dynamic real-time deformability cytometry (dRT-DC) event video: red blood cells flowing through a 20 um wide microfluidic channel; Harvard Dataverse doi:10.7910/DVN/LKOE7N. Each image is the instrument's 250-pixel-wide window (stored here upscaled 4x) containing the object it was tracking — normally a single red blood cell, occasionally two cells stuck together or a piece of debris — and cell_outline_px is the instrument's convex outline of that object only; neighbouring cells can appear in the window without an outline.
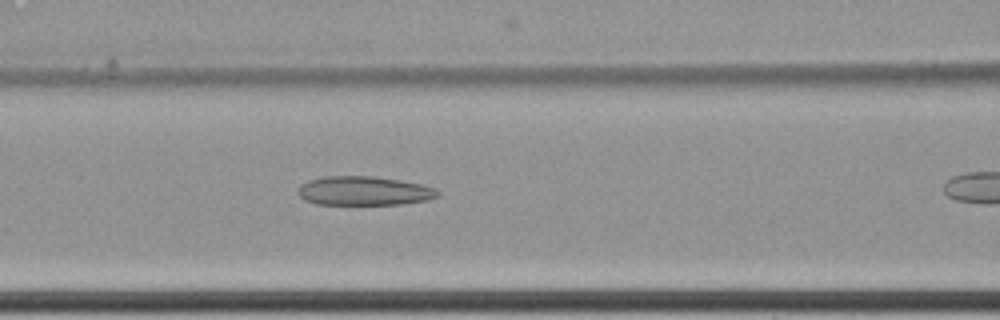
{"species": "common noctule bat (a hibernating species)", "species_latin": "Nyctalus noctula", "temperature_condition": "cold", "stored_images_in_passage": 8, "segment_of_instrument_passage": [1, 2], "camera_frame_rate_fps": 3000, "um_per_image_px": 0.085, "animal": {"sex": "female", "body_mass_g": 22.7, "forearm_length_mm": 54.2}, "frame": {"image": 1, "passage_image": 7, "time_ms": 2.0, "image_size_px": [1000, 320], "cell_outline_px": [[440, 196], [428, 200], [404, 204], [316, 204], [304, 200], [300, 196], [300, 184], [308, 180], [324, 176], [372, 176], [400, 180], [420, 184], [436, 188], [440, 192]], "centroid_in_image_um": [30.98, 16.22], "position_along_channel_um": 135.6, "area_um2": 23.7}}